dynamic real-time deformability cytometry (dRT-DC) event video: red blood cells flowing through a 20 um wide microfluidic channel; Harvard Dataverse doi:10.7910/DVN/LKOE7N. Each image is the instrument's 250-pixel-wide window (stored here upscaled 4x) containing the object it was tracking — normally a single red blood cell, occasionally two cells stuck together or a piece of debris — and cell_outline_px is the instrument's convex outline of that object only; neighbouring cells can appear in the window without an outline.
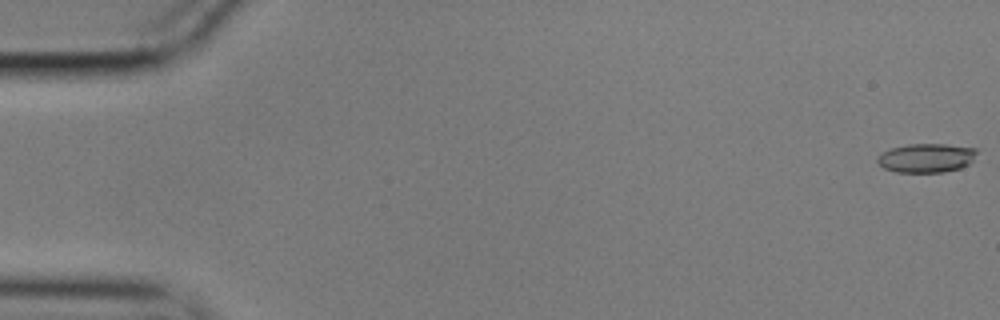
{"species": "common noctule bat (a hibernating species)", "species_latin": "Nyctalus noctula", "temperature_condition": "cold", "stored_images_in_passage": 57, "camera_frame_rate_fps": 3000, "um_per_image_px": 0.085, "animal": {"sex": "male", "body_mass_g": 17.9}, "frame": {"image": 1, "passage_image": 1, "time_ms": 0.0, "image_size_px": [1000, 320], "cell_outline_px": [[976, 152], [972, 160], [968, 164], [960, 168], [944, 172], [896, 172], [884, 168], [876, 160], [876, 156], [892, 148], [908, 144], [944, 144], [976, 148]], "centroid_in_image_um": [78.72, 13.43], "position_along_channel_um": 6.3, "area_um2": 16.65}}
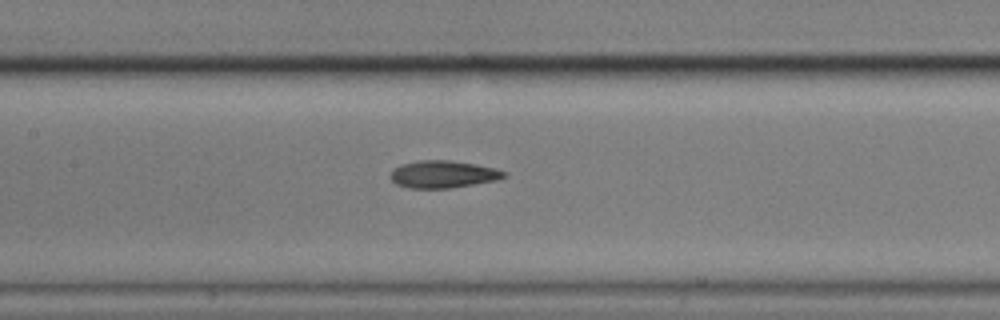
{"frame": {"image": 2, "passage_image": 27, "time_ms": 8.667, "image_size_px": [1000, 320], "cell_outline_px": [[508, 176], [496, 180], [452, 188], [408, 188], [396, 184], [392, 180], [392, 168], [400, 164], [420, 160], [448, 160], [476, 164], [496, 168], [508, 172]], "centroid_in_image_um": [37.69, 14.81], "position_along_channel_um": 169.7, "area_um2": 18.21}}
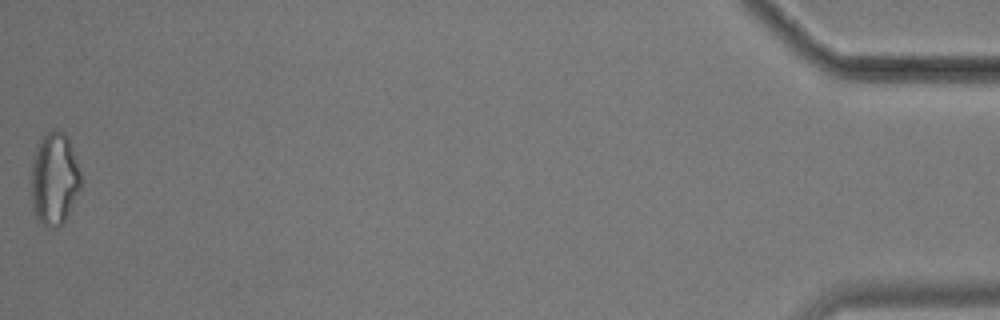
{"frame": {"image": 3, "passage_image": 57, "time_ms": 18.667, "image_size_px": [1000, 320], "cell_outline_px": [[84, 180], [80, 192], [64, 224], [60, 228], [44, 228], [36, 220], [32, 212], [32, 160], [36, 144], [40, 136], [44, 132], [52, 128], [56, 128], [64, 132], [68, 136]], "centroid_in_image_um": [4.64, 15.22], "position_along_channel_um": 430.6, "area_um2": 28.32}, "authors_computed_cell_mechanics": {"area_um2": 18.3804, "velocity_mm_per_s": 3.5517, "shape_relaxation_time_tau1_ms": 7.1826, "shape_relaxation_time_tau2_ms": 4.4202, "deformation_change_tau1": 0.1646, "deformation_change_tau2": 0.1414}}